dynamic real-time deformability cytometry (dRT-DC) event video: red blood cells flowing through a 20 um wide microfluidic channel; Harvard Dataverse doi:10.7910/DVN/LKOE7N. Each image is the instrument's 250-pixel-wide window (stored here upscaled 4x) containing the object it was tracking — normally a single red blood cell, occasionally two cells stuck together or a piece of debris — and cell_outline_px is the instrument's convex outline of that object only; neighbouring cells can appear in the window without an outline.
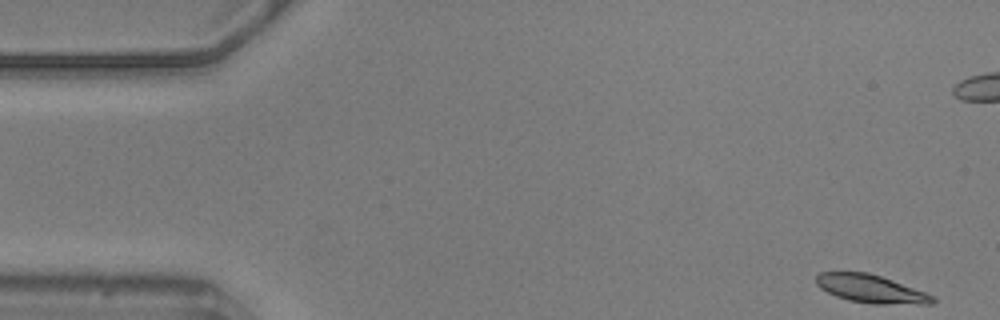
{"species": "common noctule bat (a hibernating species)", "species_latin": "Nyctalus noctula", "temperature_condition": "warm", "stored_images_in_passage": 56, "camera_frame_rate_fps": 3000, "um_per_image_px": 0.085, "animal": {"sex": "male", "body_mass_g": 20.5, "forearm_length_mm": 52.5}, "frame": {"image": 1, "passage_image": 1, "time_ms": 0.0, "image_size_px": [1000, 320], "cell_outline_px": [[936, 300], [932, 304], [872, 304], [848, 300], [836, 296], [820, 288], [816, 284], [816, 276], [820, 272], [868, 272], [880, 276], [936, 296]], "centroid_in_image_um": [74.03, 24.56], "position_along_channel_um": 11.0, "area_um2": 19.02}}
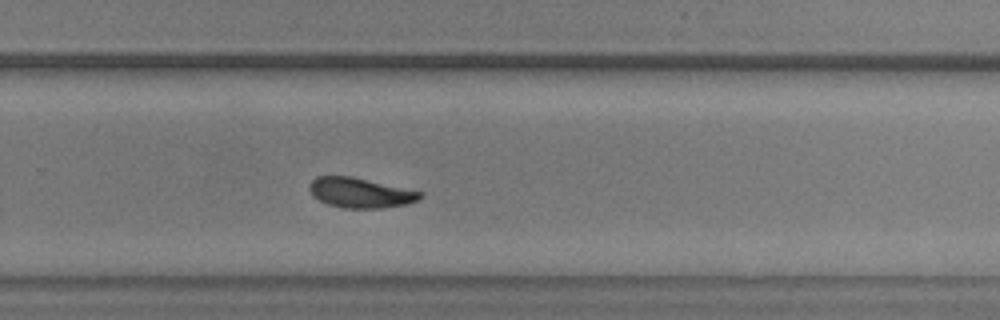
{"frame": {"image": 2, "passage_image": 35, "time_ms": 11.333, "image_size_px": [1000, 320], "cell_outline_px": [[424, 196], [420, 200], [408, 204], [380, 208], [344, 208], [328, 204], [312, 196], [308, 188], [312, 180], [316, 176], [352, 176], [420, 192]], "centroid_in_image_um": [30.61, 16.39], "position_along_channel_um": 299.2, "area_um2": 19.25}}
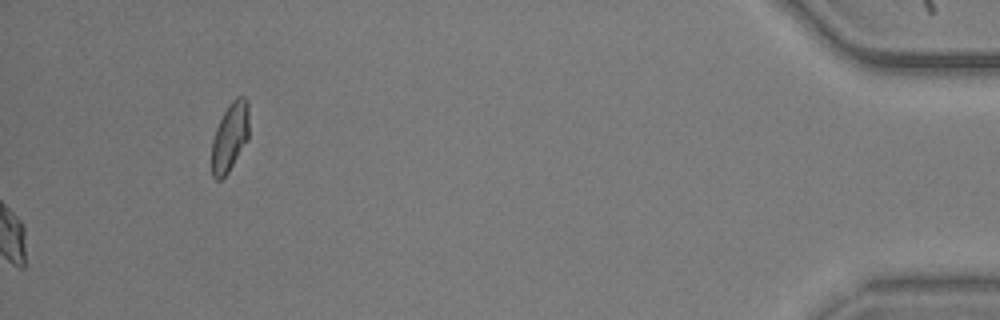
{"frame": {"image": 3, "passage_image": 56, "time_ms": 18.333, "image_size_px": [1000, 320], "cell_outline_px": [[248, 140], [228, 172], [220, 180], [216, 180], [212, 176], [212, 140], [216, 128], [228, 104], [236, 96], [244, 96], [248, 100]], "centroid_in_image_um": [19.54, 11.62], "position_along_channel_um": 415.7, "area_um2": 14.97}, "authors_computed_cell_mechanics": {"area_um2": 19.2474, "velocity_mm_per_s": 3.5626, "shape_relaxation_time_tau1_ms": 2.6166, "shape_relaxation_time_tau2_ms": 3.2386, "deformation_change_tau1": 0.1285, "deformation_change_tau2": 0.0499}}